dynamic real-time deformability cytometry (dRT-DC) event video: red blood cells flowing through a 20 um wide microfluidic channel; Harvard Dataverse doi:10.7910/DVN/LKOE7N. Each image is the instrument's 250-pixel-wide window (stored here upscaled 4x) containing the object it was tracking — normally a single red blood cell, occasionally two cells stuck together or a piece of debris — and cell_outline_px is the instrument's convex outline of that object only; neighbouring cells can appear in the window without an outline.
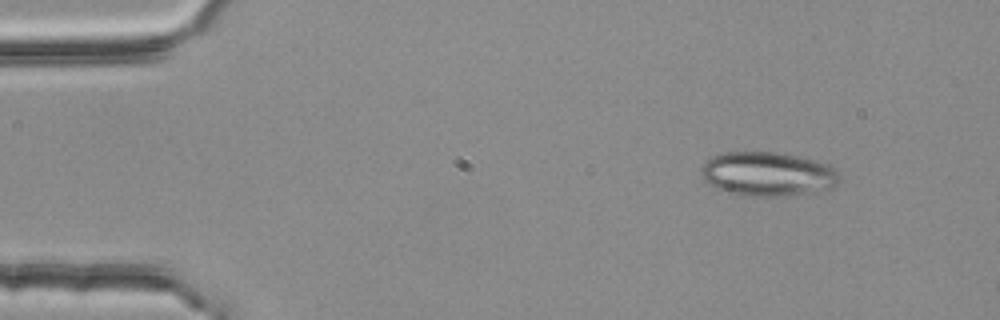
{"species": "common noctule bat (a hibernating species)", "species_latin": "Nyctalus noctula", "temperature_condition": "room temperature", "stored_images_in_passage": 4, "camera_frame_rate_fps": 3000, "um_per_image_px": 0.085, "animal": {"sex": "female", "body_mass_g": 25.1}, "frame": {"image": 1, "passage_image": 1, "time_ms": 0.0, "image_size_px": [1000, 320], "cell_outline_px": [[840, 180], [832, 188], [784, 196], [740, 196], [716, 188], [708, 184], [704, 180], [700, 172], [700, 168], [712, 156], [720, 152], [776, 152], [796, 156], [828, 164], [840, 176]], "centroid_in_image_um": [65.2, 14.79], "position_along_channel_um": 19.8, "area_um2": 35.49}}